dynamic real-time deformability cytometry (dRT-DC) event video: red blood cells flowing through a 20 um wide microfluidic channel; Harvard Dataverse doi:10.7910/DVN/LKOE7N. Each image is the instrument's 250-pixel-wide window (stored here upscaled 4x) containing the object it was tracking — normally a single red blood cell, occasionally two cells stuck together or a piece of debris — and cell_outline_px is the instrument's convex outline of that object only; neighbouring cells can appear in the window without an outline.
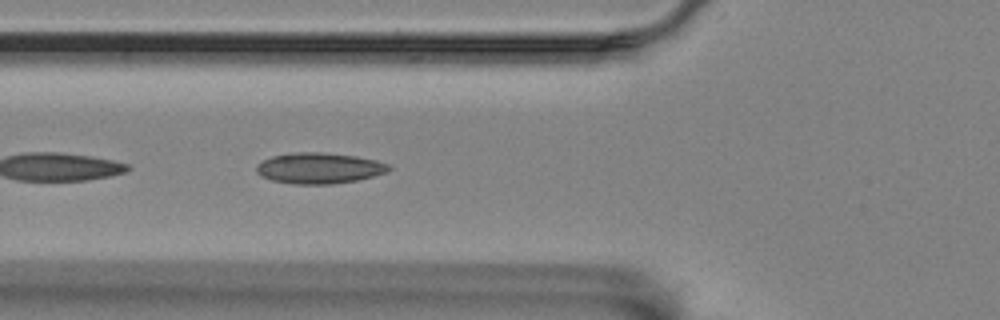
{"species": "Egyptian fruit bat (a non-hibernating species)", "species_latin": "Rousettus aegyptiacus", "temperature_condition": "room temperature", "stored_images_in_passage": 36, "camera_frame_rate_fps": 3000, "um_per_image_px": 0.085, "animal": {"sex": "female"}, "frame": {"image": 1, "passage_image": 3, "time_ms": 0.667, "image_size_px": [1000, 320], "cell_outline_px": [[392, 168], [388, 172], [356, 180], [332, 184], [292, 184], [272, 180], [260, 176], [256, 172], [256, 168], [264, 160], [272, 156], [300, 152], [320, 152], [356, 156], [376, 160], [388, 164]], "centroid_in_image_um": [27.15, 14.3], "position_along_channel_um": 98.7, "area_um2": 23.64}}
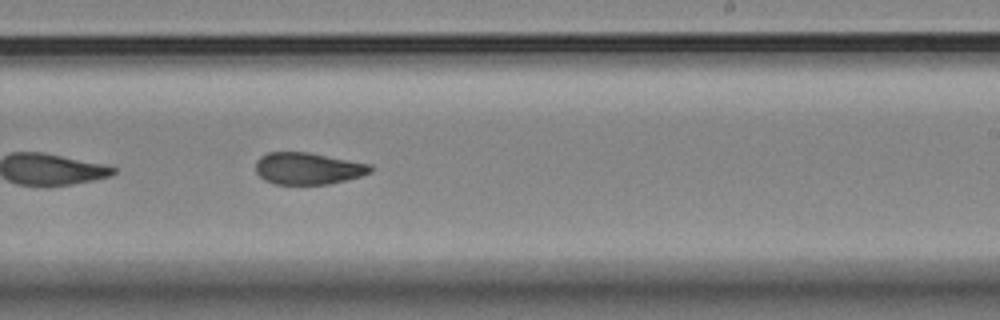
{"frame": {"image": 2, "passage_image": 17, "time_ms": 5.333, "image_size_px": [1000, 320], "cell_outline_px": [[372, 172], [360, 176], [328, 184], [276, 184], [264, 180], [256, 172], [256, 160], [260, 156], [268, 152], [308, 152], [372, 164]], "centroid_in_image_um": [26.17, 14.31], "position_along_channel_um": 262.8, "area_um2": 21.33}}
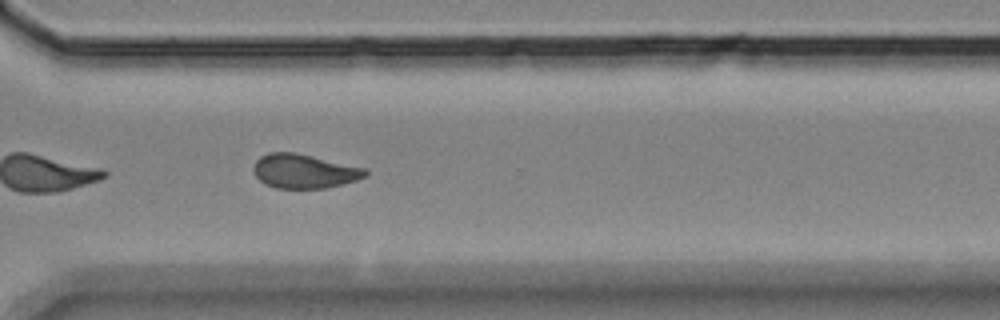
{"frame": {"image": 3, "passage_image": 24, "time_ms": 7.667, "image_size_px": [1000, 320], "cell_outline_px": [[368, 176], [356, 180], [324, 188], [276, 188], [260, 180], [256, 176], [252, 168], [256, 160], [260, 156], [268, 152], [292, 152], [312, 156], [364, 168], [368, 172]], "centroid_in_image_um": [25.83, 14.54], "position_along_channel_um": 344.8, "area_um2": 21.96}}